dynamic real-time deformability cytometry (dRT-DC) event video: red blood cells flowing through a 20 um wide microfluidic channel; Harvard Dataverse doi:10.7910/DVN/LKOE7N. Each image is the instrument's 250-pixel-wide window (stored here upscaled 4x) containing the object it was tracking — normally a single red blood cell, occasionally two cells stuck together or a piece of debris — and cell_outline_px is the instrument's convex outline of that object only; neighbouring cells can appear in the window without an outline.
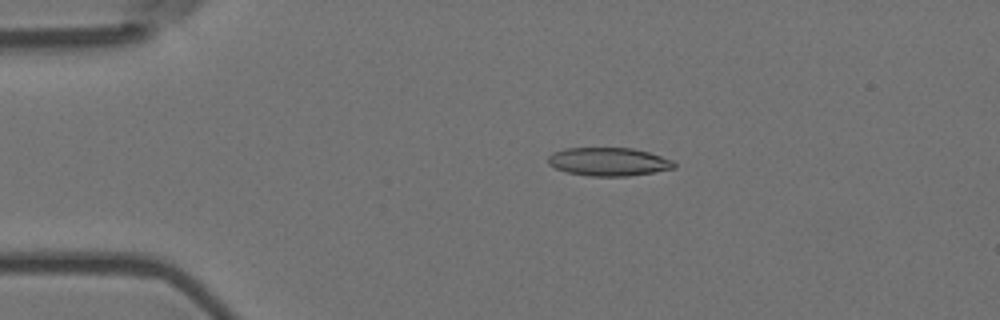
{"species": "Egyptian fruit bat (a non-hibernating species)", "species_latin": "Rousettus aegyptiacus", "temperature_condition": "room temperature", "stored_images_in_passage": 6, "camera_frame_rate_fps": 3000, "um_per_image_px": 0.085, "animal": {"sex": "female"}, "frame": {"image": 1, "passage_image": 3, "time_ms": 0.667, "image_size_px": [1000, 320], "cell_outline_px": [[676, 168], [628, 176], [592, 176], [568, 172], [556, 168], [548, 164], [548, 156], [552, 152], [564, 148], [632, 148], [648, 152], [672, 160], [676, 164]], "centroid_in_image_um": [51.72, 13.74], "position_along_channel_um": 33.3, "area_um2": 20.69}}
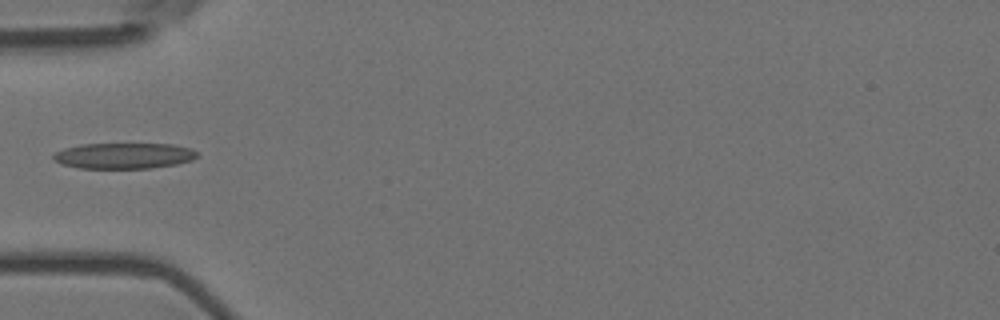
{"frame": {"image": 2, "passage_image": 5, "time_ms": 1.333, "image_size_px": [1000, 320], "cell_outline_px": [[200, 156], [192, 160], [176, 164], [152, 168], [80, 168], [60, 164], [52, 160], [52, 156], [56, 152], [64, 148], [80, 144], [172, 144], [192, 148]], "centroid_in_image_um": [10.53, 13.24], "position_along_channel_um": 74.5, "area_um2": 21.79}}
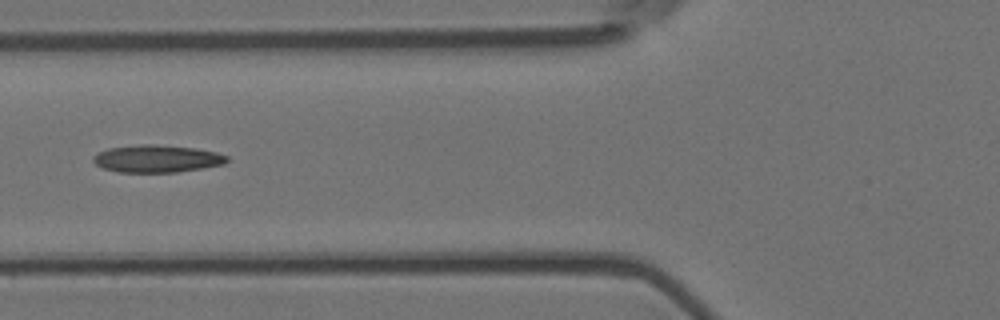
{"frame": {"image": 3, "passage_image": 6, "time_ms": 1.667, "image_size_px": [1000, 320], "cell_outline_px": [[228, 160], [224, 164], [176, 172], [120, 172], [104, 168], [96, 164], [92, 160], [92, 156], [108, 148], [140, 144], [152, 144], [196, 148], [216, 152], [228, 156]], "centroid_in_image_um": [13.33, 13.48], "position_along_channel_um": 112.5, "area_um2": 21.21}}